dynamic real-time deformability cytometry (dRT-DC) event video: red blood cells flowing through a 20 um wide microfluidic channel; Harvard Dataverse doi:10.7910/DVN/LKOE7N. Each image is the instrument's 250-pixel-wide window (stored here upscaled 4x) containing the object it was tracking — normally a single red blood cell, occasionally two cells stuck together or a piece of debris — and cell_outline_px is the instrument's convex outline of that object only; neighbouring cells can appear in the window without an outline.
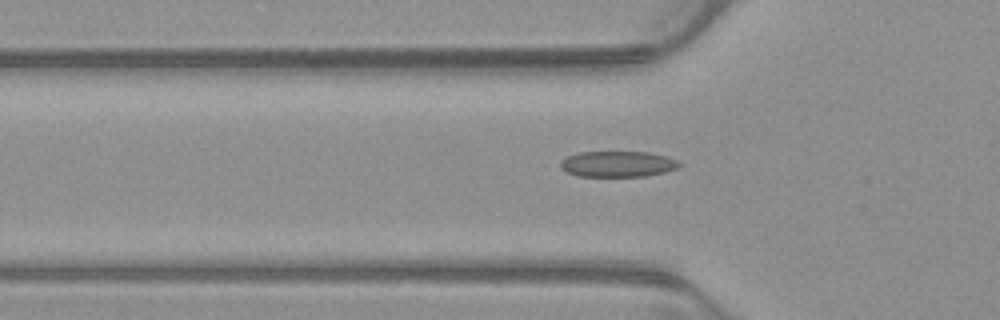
{"species": "common noctule bat (a hibernating species)", "species_latin": "Nyctalus noctula", "temperature_condition": "warm", "stored_images_in_passage": 43, "camera_frame_rate_fps": 3000, "um_per_image_px": 0.085, "animal": {"sex": "male", "body_mass_g": 23.1, "forearm_length_mm": 52.7}, "frame": {"image": 1, "passage_image": 17, "time_ms": 5.333, "image_size_px": [1000, 320], "cell_outline_px": [[680, 164], [676, 168], [664, 172], [644, 176], [576, 176], [560, 168], [560, 160], [568, 156], [580, 152], [648, 152], [664, 156], [676, 160]], "centroid_in_image_um": [52.45, 13.94], "position_along_channel_um": 73.4, "area_um2": 17.69}}
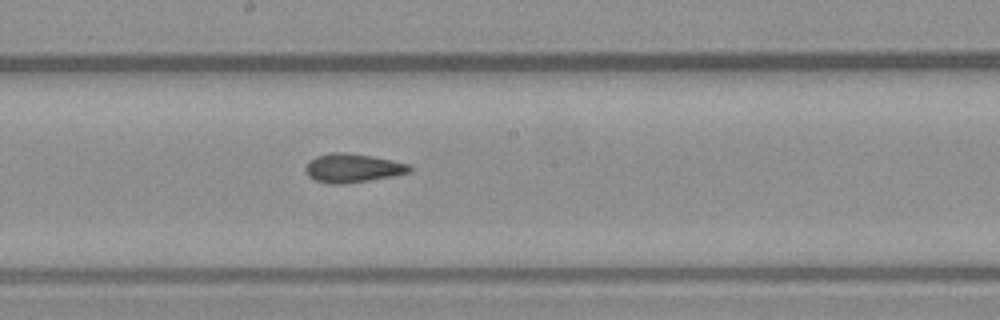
{"frame": {"image": 2, "passage_image": 28, "time_ms": 9.0, "image_size_px": [1000, 320], "cell_outline_px": [[412, 172], [396, 176], [344, 184], [328, 184], [316, 180], [308, 176], [304, 168], [308, 160], [316, 156], [328, 152], [344, 152], [372, 156], [412, 164]], "centroid_in_image_um": [29.99, 14.28], "position_along_channel_um": 218.2, "area_um2": 17.86}}
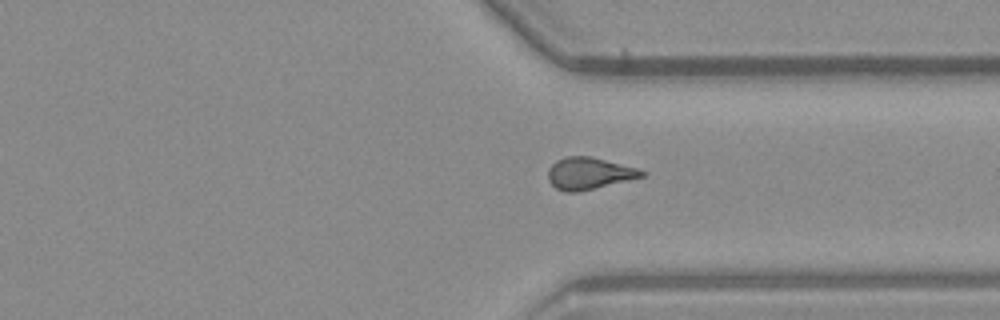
{"frame": {"image": 3, "passage_image": 39, "time_ms": 12.667, "image_size_px": [1000, 320], "cell_outline_px": [[648, 172], [644, 176], [628, 180], [576, 192], [564, 192], [556, 188], [548, 180], [548, 168], [556, 160], [564, 156], [592, 156], [636, 168]], "centroid_in_image_um": [50.04, 14.72], "position_along_channel_um": 361.4, "area_um2": 17.34}}